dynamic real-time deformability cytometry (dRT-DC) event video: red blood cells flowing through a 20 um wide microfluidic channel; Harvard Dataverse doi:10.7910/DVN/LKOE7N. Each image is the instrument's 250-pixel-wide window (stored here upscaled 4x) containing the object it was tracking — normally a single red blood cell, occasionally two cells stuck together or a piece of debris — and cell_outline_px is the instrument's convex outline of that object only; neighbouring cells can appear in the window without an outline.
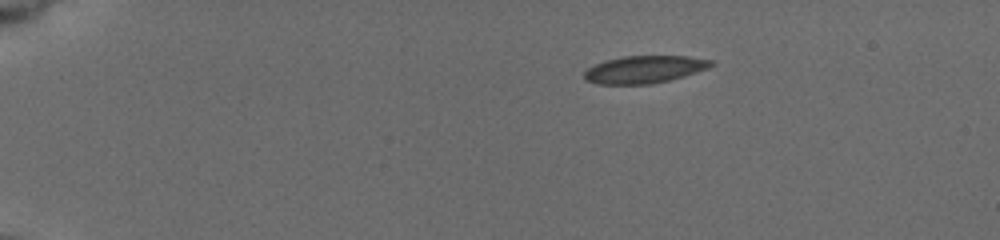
{"species": "common noctule bat (a hibernating species)", "species_latin": "Nyctalus noctula", "temperature_condition": "cold", "stored_images_in_passage": 53, "camera_frame_rate_fps": 3000, "um_per_image_px": 0.085, "animal": {"sex": "female", "body_mass_g": 19.5, "forearm_length_mm": 54.1}, "frame": {"image": 1, "passage_image": 1, "time_ms": 0.0, "image_size_px": [1000, 240], "cell_outline_px": [[716, 64], [708, 68], [668, 80], [652, 84], [596, 84], [584, 80], [584, 72], [588, 68], [604, 60], [624, 56], [688, 56], [716, 60]], "centroid_in_image_um": [54.78, 5.89], "position_along_channel_um": 30.2, "area_um2": 20.35}}
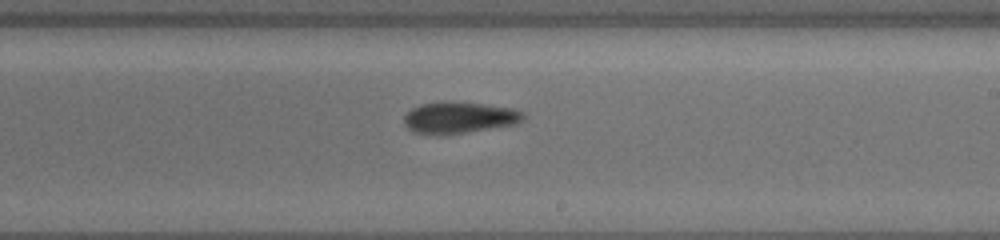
{"frame": {"image": 2, "passage_image": 30, "time_ms": 8.333, "image_size_px": [1000, 240], "cell_outline_px": [[524, 120], [516, 124], [464, 132], [416, 132], [408, 128], [404, 120], [404, 116], [412, 108], [420, 104], [440, 100], [456, 100], [512, 108], [524, 112]], "centroid_in_image_um": [39.07, 9.92], "position_along_channel_um": 249.9, "area_um2": 21.5}}
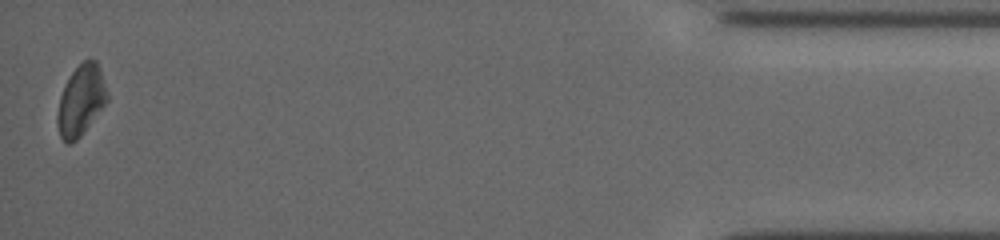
{"frame": {"image": 3, "passage_image": 53, "time_ms": 15.0, "image_size_px": [1000, 240], "cell_outline_px": [[108, 100], [80, 136], [72, 144], [68, 144], [60, 136], [56, 120], [56, 116], [60, 96], [72, 72], [84, 60], [96, 60], [100, 68], [108, 96]], "centroid_in_image_um": [6.87, 8.55], "position_along_channel_um": 428.3, "area_um2": 20.06}}